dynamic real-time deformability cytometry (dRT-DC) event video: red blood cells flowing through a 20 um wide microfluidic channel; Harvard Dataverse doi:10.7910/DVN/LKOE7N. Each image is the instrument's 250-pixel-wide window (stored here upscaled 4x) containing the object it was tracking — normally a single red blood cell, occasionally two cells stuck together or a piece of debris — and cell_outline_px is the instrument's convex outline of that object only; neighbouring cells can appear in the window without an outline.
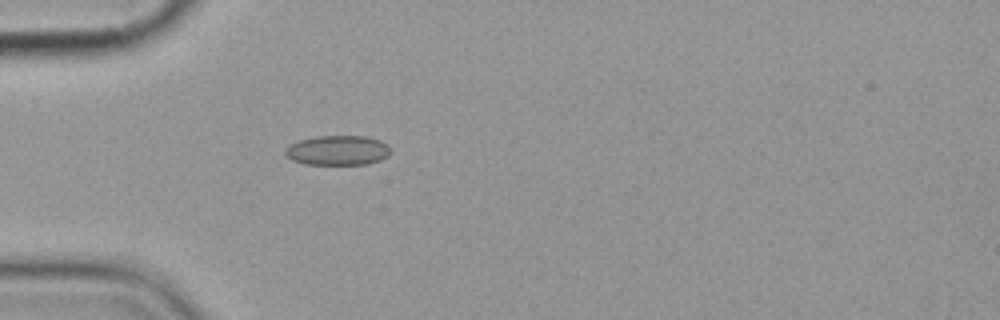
{"species": "common noctule bat (a hibernating species)", "species_latin": "Nyctalus noctula", "temperature_condition": "cold", "stored_images_in_passage": 1, "camera_frame_rate_fps": 3000, "um_per_image_px": 0.085, "animal": {"sex": "female", "body_mass_g": 19.9}, "frame": {"image": 1, "passage_image": 1, "time_ms": 0.0, "image_size_px": [1000, 320], "cell_outline_px": [[392, 152], [388, 156], [380, 160], [368, 164], [304, 164], [292, 160], [284, 152], [284, 148], [300, 140], [316, 136], [364, 136], [380, 140], [388, 144]], "centroid_in_image_um": [28.74, 12.78], "position_along_channel_um": 56.3, "area_um2": 18.32}}